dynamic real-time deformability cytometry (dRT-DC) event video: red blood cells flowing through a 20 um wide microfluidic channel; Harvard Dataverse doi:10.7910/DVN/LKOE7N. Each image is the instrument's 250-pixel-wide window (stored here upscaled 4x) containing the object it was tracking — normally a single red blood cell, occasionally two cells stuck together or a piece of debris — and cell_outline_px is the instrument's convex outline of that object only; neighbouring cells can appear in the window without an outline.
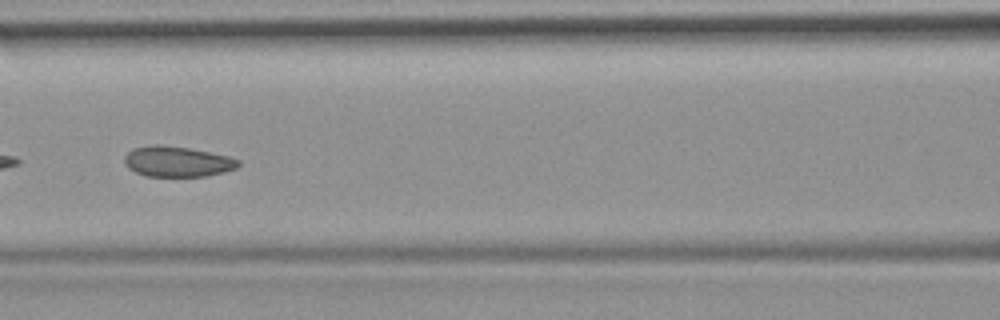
{"species": "common noctule bat (a hibernating species)", "species_latin": "Nyctalus noctula", "temperature_condition": "room temperature", "stored_images_in_passage": 9, "camera_frame_rate_fps": 3000, "um_per_image_px": 0.085, "animal": {"sex": "female", "body_mass_g": 19.9}, "frame": {"image": 1, "passage_image": 7, "time_ms": 2.0, "image_size_px": [1000, 320], "cell_outline_px": [[240, 164], [236, 168], [224, 172], [208, 176], [144, 176], [128, 168], [124, 164], [124, 156], [132, 148], [152, 144], [160, 144], [188, 148], [228, 156], [240, 160]], "centroid_in_image_um": [15.04, 13.73], "position_along_channel_um": 151.6, "area_um2": 20.35}}
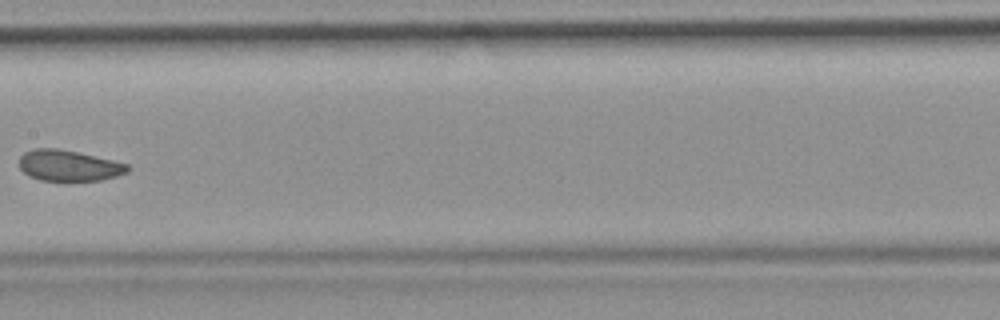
{"frame": {"image": 2, "passage_image": 8, "time_ms": 2.333, "image_size_px": [1000, 320], "cell_outline_px": [[132, 168], [128, 172], [116, 176], [100, 180], [40, 180], [28, 176], [20, 168], [20, 156], [24, 152], [32, 148], [56, 148], [76, 152], [112, 160], [128, 164]], "centroid_in_image_um": [5.84, 14.07], "position_along_channel_um": 201.6, "area_um2": 19.42}}